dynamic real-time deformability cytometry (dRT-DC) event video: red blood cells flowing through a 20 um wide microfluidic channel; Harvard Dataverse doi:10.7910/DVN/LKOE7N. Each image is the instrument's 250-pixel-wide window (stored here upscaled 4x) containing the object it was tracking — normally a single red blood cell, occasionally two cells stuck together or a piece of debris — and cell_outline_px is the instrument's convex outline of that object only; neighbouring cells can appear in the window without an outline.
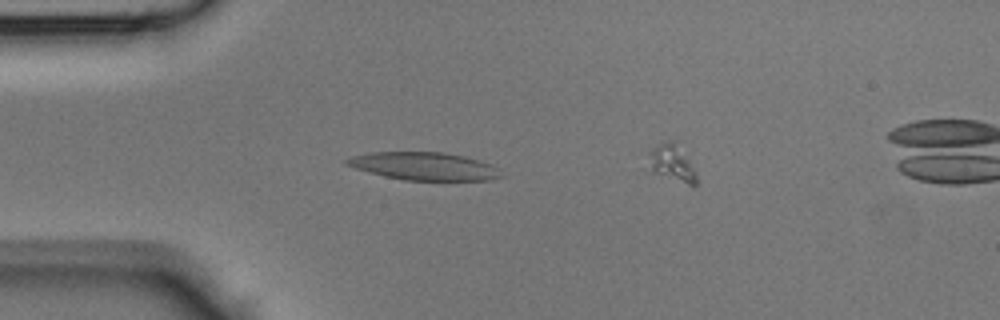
{"species": "Egyptian fruit bat (a non-hibernating species)", "species_latin": "Rousettus aegyptiacus", "temperature_condition": "room temperature", "stored_images_in_passage": 40, "camera_frame_rate_fps": 3000, "um_per_image_px": 0.085, "animal": {"sex": "male"}, "frame": {"image": 1, "passage_image": 11, "time_ms": 3.333, "image_size_px": [1000, 320], "cell_outline_px": [[500, 176], [492, 180], [404, 180], [384, 176], [368, 172], [344, 164], [344, 160], [352, 156], [372, 152], [444, 152], [464, 156], [492, 164], [500, 168]], "centroid_in_image_um": [36.05, 14.12], "position_along_channel_um": 49.0, "area_um2": 25.03}}
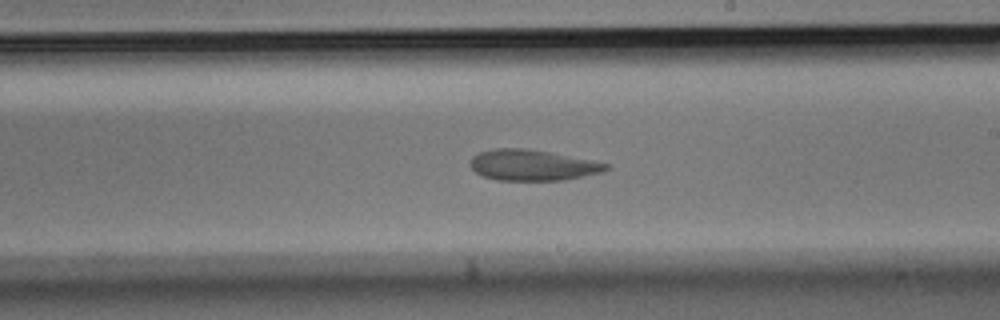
{"frame": {"image": 2, "passage_image": 25, "time_ms": 8.0, "image_size_px": [1000, 320], "cell_outline_px": [[608, 168], [600, 172], [564, 180], [496, 180], [484, 176], [476, 172], [468, 164], [472, 156], [480, 152], [496, 148], [524, 148], [548, 152], [592, 160], [608, 164]], "centroid_in_image_um": [45.2, 14.03], "position_along_channel_um": 243.8, "area_um2": 24.1}}
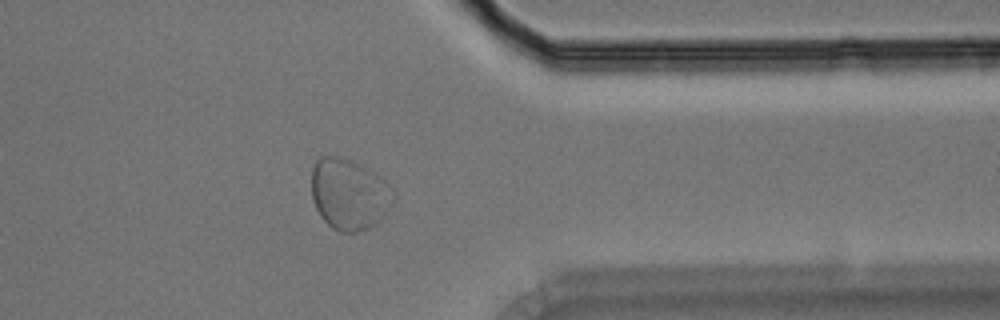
{"frame": {"image": 3, "passage_image": 35, "time_ms": 11.333, "image_size_px": [1000, 320], "cell_outline_px": [[388, 204], [384, 216], [376, 224], [368, 228], [356, 232], [340, 232], [332, 228], [320, 216], [312, 200], [312, 168], [316, 160], [320, 156], [332, 156], [348, 160], [360, 164], [380, 176], [384, 180], [388, 188]], "centroid_in_image_um": [29.58, 16.51], "position_along_channel_um": 381.8, "area_um2": 33.0}}